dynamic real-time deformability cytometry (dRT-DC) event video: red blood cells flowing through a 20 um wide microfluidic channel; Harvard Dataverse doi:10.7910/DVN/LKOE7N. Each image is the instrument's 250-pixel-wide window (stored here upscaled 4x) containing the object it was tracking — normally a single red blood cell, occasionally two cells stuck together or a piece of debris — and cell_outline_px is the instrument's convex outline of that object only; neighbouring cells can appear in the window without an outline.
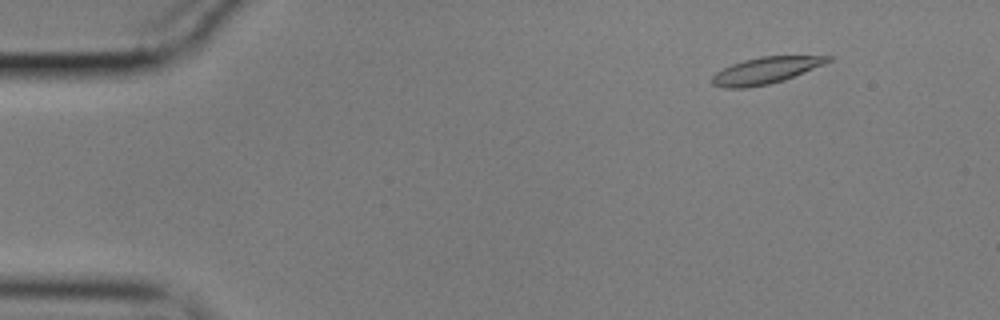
{"species": "common noctule bat (a hibernating species)", "species_latin": "Nyctalus noctula", "temperature_condition": "cold", "stored_images_in_passage": 57, "camera_frame_rate_fps": 3000, "um_per_image_px": 0.085, "animal": {"sex": "male", "body_mass_g": 17.9}, "frame": {"image": 1, "passage_image": 7, "time_ms": 2.0, "image_size_px": [1000, 320], "cell_outline_px": [[832, 60], [824, 64], [784, 80], [768, 84], [744, 88], [724, 88], [712, 84], [712, 76], [716, 72], [732, 64], [744, 60], [760, 56], [832, 56]], "centroid_in_image_um": [65.06, 5.99], "position_along_channel_um": 19.9, "area_um2": 17.74}}
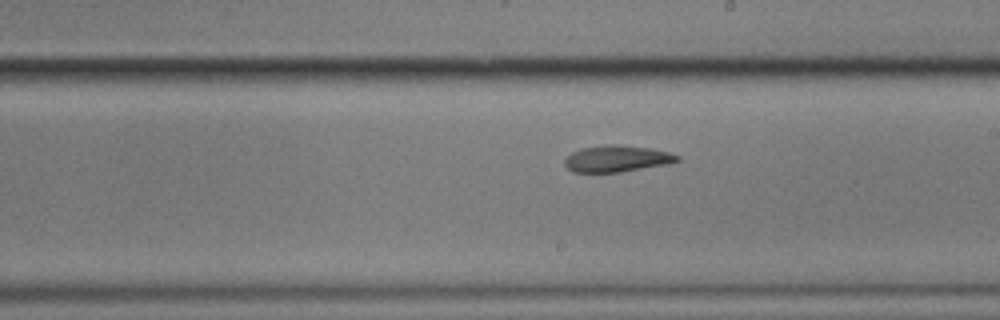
{"frame": {"image": 2, "passage_image": 33, "time_ms": 10.667, "image_size_px": [1000, 320], "cell_outline_px": [[680, 160], [668, 164], [620, 172], [572, 172], [564, 164], [564, 160], [572, 152], [580, 148], [608, 144], [612, 144], [652, 148], [668, 152], [680, 156]], "centroid_in_image_um": [52.43, 13.48], "position_along_channel_um": 236.6, "area_um2": 17.4}}
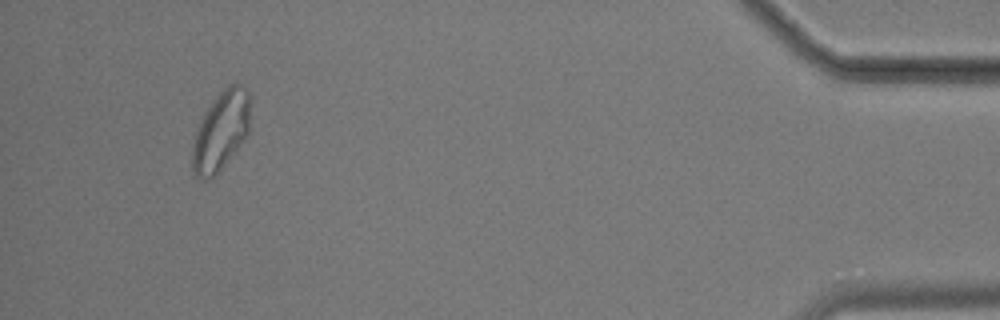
{"frame": {"image": 3, "passage_image": 54, "time_ms": 17.667, "image_size_px": [1000, 320], "cell_outline_px": [[248, 132], [240, 144], [220, 168], [208, 180], [200, 180], [192, 172], [192, 148], [196, 128], [204, 112], [216, 96], [228, 84], [236, 80], [248, 92]], "centroid_in_image_um": [18.72, 11.1], "position_along_channel_um": 416.5, "area_um2": 26.24}, "authors_computed_cell_mechanics": {"area_um2": 18.2648, "velocity_mm_per_s": 3.5278, "shape_relaxation_time_tau1_ms": 9.0631, "shape_relaxation_time_tau2_ms": 3.732, "deformation_change_tau1": 0.183, "deformation_change_tau2": 0.0975}}